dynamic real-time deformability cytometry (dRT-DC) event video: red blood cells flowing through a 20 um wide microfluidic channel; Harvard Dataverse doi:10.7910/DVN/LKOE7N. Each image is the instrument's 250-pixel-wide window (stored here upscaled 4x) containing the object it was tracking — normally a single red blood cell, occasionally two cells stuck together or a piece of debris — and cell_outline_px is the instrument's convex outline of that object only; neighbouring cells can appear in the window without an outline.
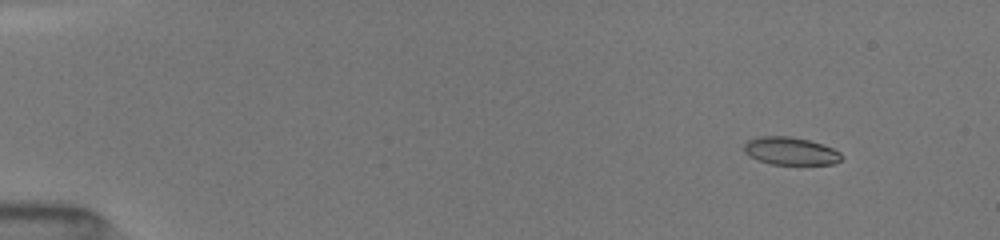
{"species": "common noctule bat (a hibernating species)", "species_latin": "Nyctalus noctula", "temperature_condition": "room temperature", "stored_images_in_passage": 65, "camera_frame_rate_fps": 3000, "um_per_image_px": 0.085, "animal": {"sex": "female", "body_mass_g": 19.5, "forearm_length_mm": 54.1}, "frame": {"image": 1, "passage_image": 13, "time_ms": 1.667, "image_size_px": [1000, 240], "cell_outline_px": [[844, 156], [840, 160], [832, 164], [772, 164], [748, 156], [744, 152], [744, 144], [748, 140], [760, 136], [788, 136], [808, 140], [824, 144], [840, 152]], "centroid_in_image_um": [67.2, 12.83], "position_along_channel_um": 17.8, "area_um2": 15.72}}
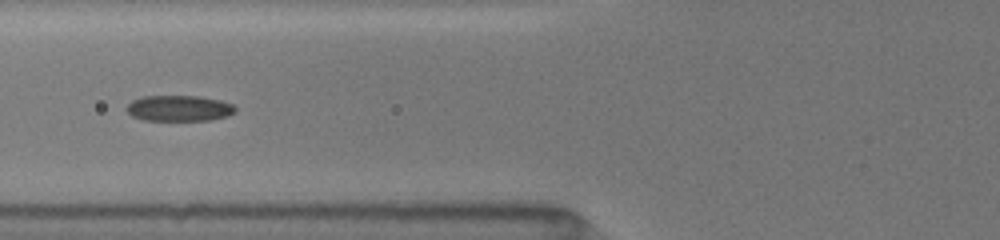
{"frame": {"image": 2, "passage_image": 50, "time_ms": 7.0, "image_size_px": [1000, 240], "cell_outline_px": [[236, 112], [228, 116], [212, 120], [144, 120], [132, 116], [124, 108], [132, 100], [144, 96], [200, 96], [220, 100], [232, 104], [236, 108]], "centroid_in_image_um": [15.23, 9.2], "position_along_channel_um": 110.6, "area_um2": 16.47}}
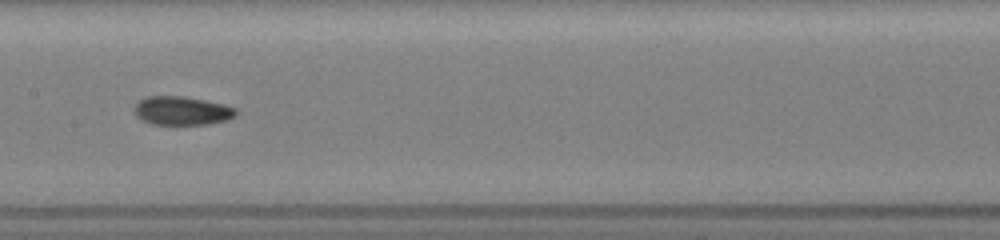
{"frame": {"image": 3, "passage_image": 64, "time_ms": 9.0, "image_size_px": [1000, 240], "cell_outline_px": [[236, 116], [228, 120], [208, 124], [152, 124], [136, 116], [132, 108], [144, 96], [184, 96], [224, 104], [236, 108]], "centroid_in_image_um": [15.46, 9.4], "position_along_channel_um": 191.9, "area_um2": 17.05}}